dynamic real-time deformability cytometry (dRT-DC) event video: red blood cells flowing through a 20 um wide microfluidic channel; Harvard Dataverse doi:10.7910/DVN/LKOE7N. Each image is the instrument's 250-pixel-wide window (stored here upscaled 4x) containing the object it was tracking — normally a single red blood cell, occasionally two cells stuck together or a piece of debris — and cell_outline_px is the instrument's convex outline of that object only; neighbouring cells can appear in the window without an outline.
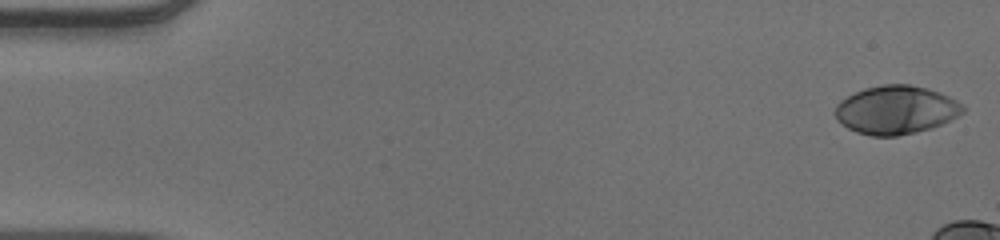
{"species": "human", "species_latin": "Homo sapiens", "temperature_condition": "warm", "stored_images_in_passage": 14, "camera_frame_rate_fps": 3000, "um_per_image_px": 0.085, "donor": {"sex": "male"}, "frame": {"image": 1, "passage_image": 1, "time_ms": 0.0, "image_size_px": [1000, 240], "cell_outline_px": [[964, 112], [932, 128], [916, 132], [896, 136], [872, 136], [856, 132], [848, 128], [836, 120], [836, 104], [840, 100], [864, 88], [884, 84], [908, 84], [928, 88], [940, 92], [964, 104]], "centroid_in_image_um": [76.15, 9.34], "position_along_channel_um": 8.8, "area_um2": 36.01}}